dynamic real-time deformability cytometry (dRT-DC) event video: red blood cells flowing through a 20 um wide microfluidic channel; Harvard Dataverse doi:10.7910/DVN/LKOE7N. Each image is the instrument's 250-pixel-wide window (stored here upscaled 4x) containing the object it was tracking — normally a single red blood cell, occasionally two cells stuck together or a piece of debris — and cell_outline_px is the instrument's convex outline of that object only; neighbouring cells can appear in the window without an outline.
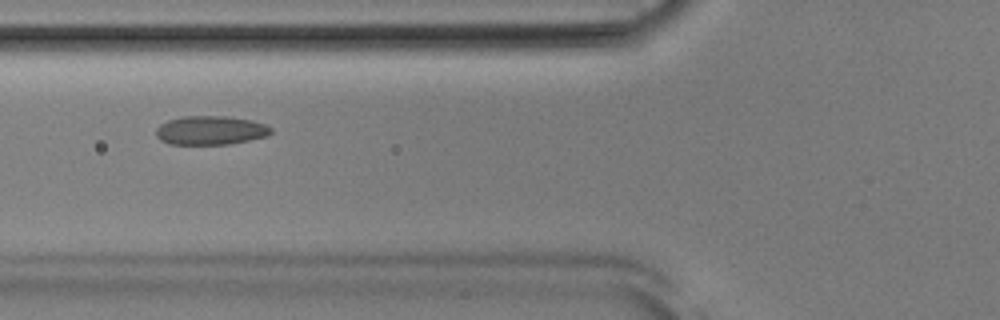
{"species": "Egyptian fruit bat (a non-hibernating species)", "species_latin": "Rousettus aegyptiacus", "temperature_condition": "room temperature", "stored_images_in_passage": 50, "camera_frame_rate_fps": 3000, "um_per_image_px": 0.085, "animal": {"sex": "male"}, "frame": {"image": 1, "passage_image": 17, "time_ms": 5.333, "image_size_px": [1000, 320], "cell_outline_px": [[272, 132], [268, 136], [228, 144], [168, 144], [160, 140], [156, 136], [156, 128], [160, 124], [168, 120], [184, 116], [224, 116], [252, 120], [264, 124], [272, 128]], "centroid_in_image_um": [17.88, 11.08], "position_along_channel_um": 107.9, "area_um2": 19.36}}
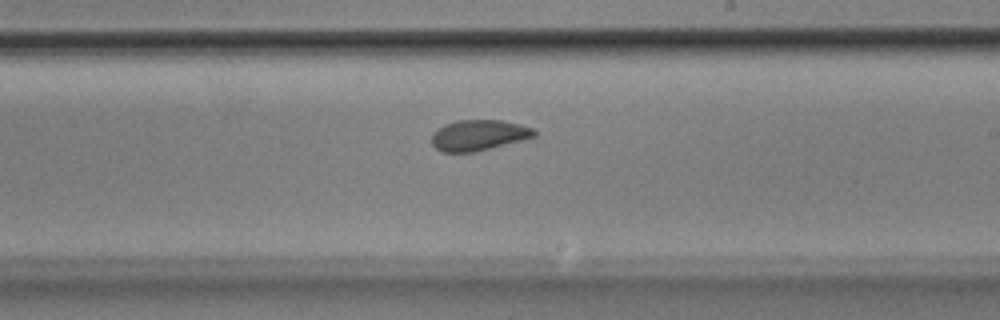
{"frame": {"image": 2, "passage_image": 28, "time_ms": 9.0, "image_size_px": [1000, 320], "cell_outline_px": [[536, 136], [476, 152], [440, 152], [432, 144], [432, 132], [436, 128], [444, 124], [456, 120], [500, 120], [520, 124], [532, 128], [536, 132]], "centroid_in_image_um": [40.64, 11.49], "position_along_channel_um": 248.4, "area_um2": 18.44}}
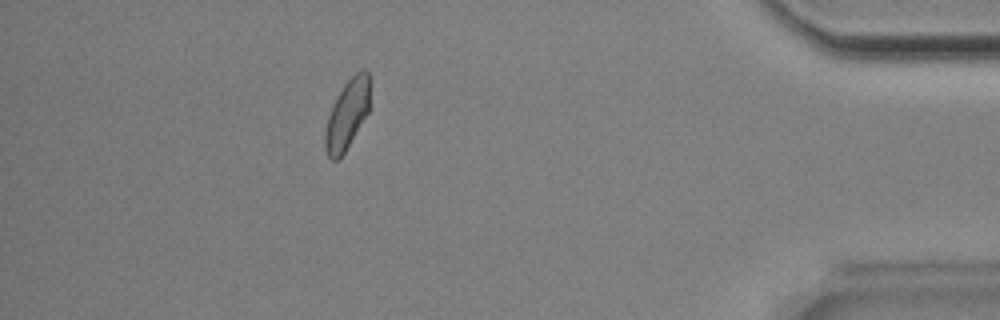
{"frame": {"image": 3, "passage_image": 44, "time_ms": 14.333, "image_size_px": [1000, 320], "cell_outline_px": [[368, 112], [344, 152], [336, 160], [332, 160], [328, 156], [324, 148], [324, 132], [328, 116], [332, 104], [336, 96], [344, 84], [360, 68], [364, 68], [368, 72]], "centroid_in_image_um": [29.46, 9.71], "position_along_channel_um": 405.7, "area_um2": 17.86}, "authors_computed_cell_mechanics": {"area_um2": 18.8428, "velocity_mm_per_s": 3.826, "shape_relaxation_time_tau1_ms": null, "shape_relaxation_time_tau2_ms": 1.5845, "deformation_change_tau1": null, "deformation_change_tau2": 0.0544}}